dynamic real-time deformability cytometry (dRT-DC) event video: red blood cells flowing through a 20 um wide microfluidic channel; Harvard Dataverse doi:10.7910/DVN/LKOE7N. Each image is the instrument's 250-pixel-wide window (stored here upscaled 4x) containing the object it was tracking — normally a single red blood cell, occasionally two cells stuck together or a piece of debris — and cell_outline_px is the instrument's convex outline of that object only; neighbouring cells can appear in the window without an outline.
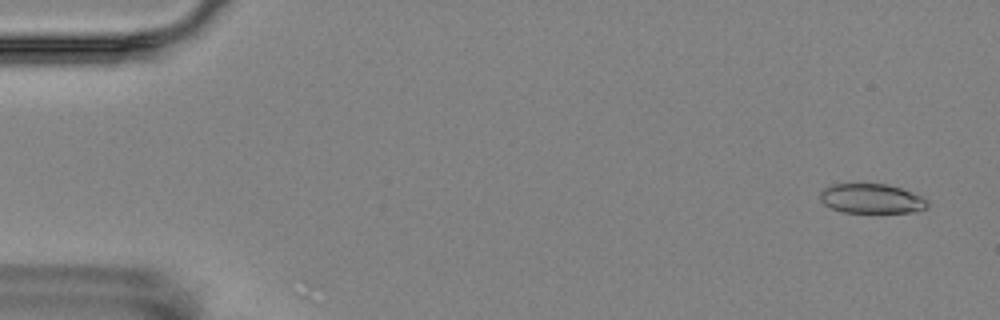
{"species": "Egyptian fruit bat (a non-hibernating species)", "species_latin": "Rousettus aegyptiacus", "temperature_condition": "room temperature", "stored_images_in_passage": 5, "camera_frame_rate_fps": 3000, "um_per_image_px": 0.085, "animal": {"sex": "female"}, "frame": {"image": 1, "passage_image": 1, "time_ms": 0.0, "image_size_px": [1000, 320], "cell_outline_px": [[928, 204], [924, 208], [912, 212], [844, 212], [832, 208], [824, 204], [820, 200], [820, 192], [824, 188], [832, 184], [884, 184], [900, 188], [912, 192], [928, 200]], "centroid_in_image_um": [74.05, 16.88], "position_along_channel_um": 10.9, "area_um2": 18.26}}